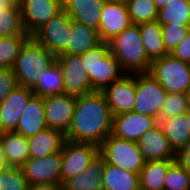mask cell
Masks as SVG:
<instances>
[{
  "mask_svg": "<svg viewBox=\"0 0 190 190\" xmlns=\"http://www.w3.org/2000/svg\"><path fill=\"white\" fill-rule=\"evenodd\" d=\"M107 43L110 53L119 62L125 74L149 71L152 61L145 52L138 25L130 24L122 33Z\"/></svg>",
  "mask_w": 190,
  "mask_h": 190,
  "instance_id": "cell-2",
  "label": "cell"
},
{
  "mask_svg": "<svg viewBox=\"0 0 190 190\" xmlns=\"http://www.w3.org/2000/svg\"><path fill=\"white\" fill-rule=\"evenodd\" d=\"M100 43L101 41L97 30L73 20L66 51L60 55L80 56L95 48Z\"/></svg>",
  "mask_w": 190,
  "mask_h": 190,
  "instance_id": "cell-21",
  "label": "cell"
},
{
  "mask_svg": "<svg viewBox=\"0 0 190 190\" xmlns=\"http://www.w3.org/2000/svg\"><path fill=\"white\" fill-rule=\"evenodd\" d=\"M65 140L62 132L47 127L28 138L29 158H42L61 151Z\"/></svg>",
  "mask_w": 190,
  "mask_h": 190,
  "instance_id": "cell-24",
  "label": "cell"
},
{
  "mask_svg": "<svg viewBox=\"0 0 190 190\" xmlns=\"http://www.w3.org/2000/svg\"><path fill=\"white\" fill-rule=\"evenodd\" d=\"M34 96L31 88L16 86L0 104V133L15 131L20 116Z\"/></svg>",
  "mask_w": 190,
  "mask_h": 190,
  "instance_id": "cell-16",
  "label": "cell"
},
{
  "mask_svg": "<svg viewBox=\"0 0 190 190\" xmlns=\"http://www.w3.org/2000/svg\"><path fill=\"white\" fill-rule=\"evenodd\" d=\"M135 104L133 112L158 118L167 92L148 72L135 74Z\"/></svg>",
  "mask_w": 190,
  "mask_h": 190,
  "instance_id": "cell-8",
  "label": "cell"
},
{
  "mask_svg": "<svg viewBox=\"0 0 190 190\" xmlns=\"http://www.w3.org/2000/svg\"><path fill=\"white\" fill-rule=\"evenodd\" d=\"M7 166L5 158H4V151L2 148V144L0 142V172L3 171Z\"/></svg>",
  "mask_w": 190,
  "mask_h": 190,
  "instance_id": "cell-43",
  "label": "cell"
},
{
  "mask_svg": "<svg viewBox=\"0 0 190 190\" xmlns=\"http://www.w3.org/2000/svg\"><path fill=\"white\" fill-rule=\"evenodd\" d=\"M102 183L103 190H140L139 174L106 163Z\"/></svg>",
  "mask_w": 190,
  "mask_h": 190,
  "instance_id": "cell-26",
  "label": "cell"
},
{
  "mask_svg": "<svg viewBox=\"0 0 190 190\" xmlns=\"http://www.w3.org/2000/svg\"><path fill=\"white\" fill-rule=\"evenodd\" d=\"M157 20L162 26H190V0H169Z\"/></svg>",
  "mask_w": 190,
  "mask_h": 190,
  "instance_id": "cell-29",
  "label": "cell"
},
{
  "mask_svg": "<svg viewBox=\"0 0 190 190\" xmlns=\"http://www.w3.org/2000/svg\"><path fill=\"white\" fill-rule=\"evenodd\" d=\"M28 183L21 168L6 167L0 172V190H27Z\"/></svg>",
  "mask_w": 190,
  "mask_h": 190,
  "instance_id": "cell-36",
  "label": "cell"
},
{
  "mask_svg": "<svg viewBox=\"0 0 190 190\" xmlns=\"http://www.w3.org/2000/svg\"><path fill=\"white\" fill-rule=\"evenodd\" d=\"M170 54L182 62L190 64V32L181 40Z\"/></svg>",
  "mask_w": 190,
  "mask_h": 190,
  "instance_id": "cell-39",
  "label": "cell"
},
{
  "mask_svg": "<svg viewBox=\"0 0 190 190\" xmlns=\"http://www.w3.org/2000/svg\"><path fill=\"white\" fill-rule=\"evenodd\" d=\"M189 110L188 94L167 93L165 101L158 114L157 121L167 119L179 114H185Z\"/></svg>",
  "mask_w": 190,
  "mask_h": 190,
  "instance_id": "cell-34",
  "label": "cell"
},
{
  "mask_svg": "<svg viewBox=\"0 0 190 190\" xmlns=\"http://www.w3.org/2000/svg\"><path fill=\"white\" fill-rule=\"evenodd\" d=\"M113 114L101 91L77 96L66 140L100 146L112 133Z\"/></svg>",
  "mask_w": 190,
  "mask_h": 190,
  "instance_id": "cell-1",
  "label": "cell"
},
{
  "mask_svg": "<svg viewBox=\"0 0 190 190\" xmlns=\"http://www.w3.org/2000/svg\"><path fill=\"white\" fill-rule=\"evenodd\" d=\"M158 124L157 118L133 111L113 116L112 134L122 139L137 142L149 129Z\"/></svg>",
  "mask_w": 190,
  "mask_h": 190,
  "instance_id": "cell-17",
  "label": "cell"
},
{
  "mask_svg": "<svg viewBox=\"0 0 190 190\" xmlns=\"http://www.w3.org/2000/svg\"><path fill=\"white\" fill-rule=\"evenodd\" d=\"M0 142L8 167L21 168L29 159L28 138L16 131L0 133Z\"/></svg>",
  "mask_w": 190,
  "mask_h": 190,
  "instance_id": "cell-22",
  "label": "cell"
},
{
  "mask_svg": "<svg viewBox=\"0 0 190 190\" xmlns=\"http://www.w3.org/2000/svg\"><path fill=\"white\" fill-rule=\"evenodd\" d=\"M148 73L167 93L188 94L190 91V64L171 54L153 60Z\"/></svg>",
  "mask_w": 190,
  "mask_h": 190,
  "instance_id": "cell-5",
  "label": "cell"
},
{
  "mask_svg": "<svg viewBox=\"0 0 190 190\" xmlns=\"http://www.w3.org/2000/svg\"><path fill=\"white\" fill-rule=\"evenodd\" d=\"M55 62L56 56L30 36L21 46L12 69L18 85L33 89L41 73Z\"/></svg>",
  "mask_w": 190,
  "mask_h": 190,
  "instance_id": "cell-3",
  "label": "cell"
},
{
  "mask_svg": "<svg viewBox=\"0 0 190 190\" xmlns=\"http://www.w3.org/2000/svg\"><path fill=\"white\" fill-rule=\"evenodd\" d=\"M80 56L90 84L95 91H102L125 74L119 62L110 53L107 42H101Z\"/></svg>",
  "mask_w": 190,
  "mask_h": 190,
  "instance_id": "cell-4",
  "label": "cell"
},
{
  "mask_svg": "<svg viewBox=\"0 0 190 190\" xmlns=\"http://www.w3.org/2000/svg\"><path fill=\"white\" fill-rule=\"evenodd\" d=\"M137 144L146 161L176 159V153L171 148L159 124L143 134Z\"/></svg>",
  "mask_w": 190,
  "mask_h": 190,
  "instance_id": "cell-18",
  "label": "cell"
},
{
  "mask_svg": "<svg viewBox=\"0 0 190 190\" xmlns=\"http://www.w3.org/2000/svg\"><path fill=\"white\" fill-rule=\"evenodd\" d=\"M16 3V0H0V11L2 9L12 8Z\"/></svg>",
  "mask_w": 190,
  "mask_h": 190,
  "instance_id": "cell-42",
  "label": "cell"
},
{
  "mask_svg": "<svg viewBox=\"0 0 190 190\" xmlns=\"http://www.w3.org/2000/svg\"><path fill=\"white\" fill-rule=\"evenodd\" d=\"M113 116L133 111L135 104V74H124L102 91Z\"/></svg>",
  "mask_w": 190,
  "mask_h": 190,
  "instance_id": "cell-15",
  "label": "cell"
},
{
  "mask_svg": "<svg viewBox=\"0 0 190 190\" xmlns=\"http://www.w3.org/2000/svg\"><path fill=\"white\" fill-rule=\"evenodd\" d=\"M164 190H190V174L174 162L166 173Z\"/></svg>",
  "mask_w": 190,
  "mask_h": 190,
  "instance_id": "cell-35",
  "label": "cell"
},
{
  "mask_svg": "<svg viewBox=\"0 0 190 190\" xmlns=\"http://www.w3.org/2000/svg\"><path fill=\"white\" fill-rule=\"evenodd\" d=\"M47 128L42 96L34 95L20 116L16 132L30 138Z\"/></svg>",
  "mask_w": 190,
  "mask_h": 190,
  "instance_id": "cell-20",
  "label": "cell"
},
{
  "mask_svg": "<svg viewBox=\"0 0 190 190\" xmlns=\"http://www.w3.org/2000/svg\"><path fill=\"white\" fill-rule=\"evenodd\" d=\"M158 124L167 137L173 151L177 153L183 145L190 139V128L186 122L185 114L161 119Z\"/></svg>",
  "mask_w": 190,
  "mask_h": 190,
  "instance_id": "cell-28",
  "label": "cell"
},
{
  "mask_svg": "<svg viewBox=\"0 0 190 190\" xmlns=\"http://www.w3.org/2000/svg\"><path fill=\"white\" fill-rule=\"evenodd\" d=\"M99 154L106 164L139 174L146 160L135 141L114 136L112 133L99 146Z\"/></svg>",
  "mask_w": 190,
  "mask_h": 190,
  "instance_id": "cell-6",
  "label": "cell"
},
{
  "mask_svg": "<svg viewBox=\"0 0 190 190\" xmlns=\"http://www.w3.org/2000/svg\"><path fill=\"white\" fill-rule=\"evenodd\" d=\"M72 18L62 10L36 30L31 37L55 56L66 51Z\"/></svg>",
  "mask_w": 190,
  "mask_h": 190,
  "instance_id": "cell-9",
  "label": "cell"
},
{
  "mask_svg": "<svg viewBox=\"0 0 190 190\" xmlns=\"http://www.w3.org/2000/svg\"><path fill=\"white\" fill-rule=\"evenodd\" d=\"M186 122L188 123V126L190 128V109L185 113Z\"/></svg>",
  "mask_w": 190,
  "mask_h": 190,
  "instance_id": "cell-45",
  "label": "cell"
},
{
  "mask_svg": "<svg viewBox=\"0 0 190 190\" xmlns=\"http://www.w3.org/2000/svg\"><path fill=\"white\" fill-rule=\"evenodd\" d=\"M106 0H63V10L72 20L98 31Z\"/></svg>",
  "mask_w": 190,
  "mask_h": 190,
  "instance_id": "cell-19",
  "label": "cell"
},
{
  "mask_svg": "<svg viewBox=\"0 0 190 190\" xmlns=\"http://www.w3.org/2000/svg\"><path fill=\"white\" fill-rule=\"evenodd\" d=\"M16 86L18 83L13 69L0 68V104Z\"/></svg>",
  "mask_w": 190,
  "mask_h": 190,
  "instance_id": "cell-38",
  "label": "cell"
},
{
  "mask_svg": "<svg viewBox=\"0 0 190 190\" xmlns=\"http://www.w3.org/2000/svg\"><path fill=\"white\" fill-rule=\"evenodd\" d=\"M131 24H142L158 19V9L153 0H125Z\"/></svg>",
  "mask_w": 190,
  "mask_h": 190,
  "instance_id": "cell-31",
  "label": "cell"
},
{
  "mask_svg": "<svg viewBox=\"0 0 190 190\" xmlns=\"http://www.w3.org/2000/svg\"><path fill=\"white\" fill-rule=\"evenodd\" d=\"M188 101H189V109H190V91L188 92Z\"/></svg>",
  "mask_w": 190,
  "mask_h": 190,
  "instance_id": "cell-46",
  "label": "cell"
},
{
  "mask_svg": "<svg viewBox=\"0 0 190 190\" xmlns=\"http://www.w3.org/2000/svg\"><path fill=\"white\" fill-rule=\"evenodd\" d=\"M153 1L158 11L165 8L166 4L169 2V0H153Z\"/></svg>",
  "mask_w": 190,
  "mask_h": 190,
  "instance_id": "cell-44",
  "label": "cell"
},
{
  "mask_svg": "<svg viewBox=\"0 0 190 190\" xmlns=\"http://www.w3.org/2000/svg\"><path fill=\"white\" fill-rule=\"evenodd\" d=\"M56 61L63 73L64 94L77 97L95 91L90 84L81 56L58 55Z\"/></svg>",
  "mask_w": 190,
  "mask_h": 190,
  "instance_id": "cell-11",
  "label": "cell"
},
{
  "mask_svg": "<svg viewBox=\"0 0 190 190\" xmlns=\"http://www.w3.org/2000/svg\"><path fill=\"white\" fill-rule=\"evenodd\" d=\"M27 190H62V185L56 184H32L28 185Z\"/></svg>",
  "mask_w": 190,
  "mask_h": 190,
  "instance_id": "cell-41",
  "label": "cell"
},
{
  "mask_svg": "<svg viewBox=\"0 0 190 190\" xmlns=\"http://www.w3.org/2000/svg\"><path fill=\"white\" fill-rule=\"evenodd\" d=\"M21 169L28 185H61V151L42 158H29Z\"/></svg>",
  "mask_w": 190,
  "mask_h": 190,
  "instance_id": "cell-12",
  "label": "cell"
},
{
  "mask_svg": "<svg viewBox=\"0 0 190 190\" xmlns=\"http://www.w3.org/2000/svg\"><path fill=\"white\" fill-rule=\"evenodd\" d=\"M18 3L22 26L29 36L63 10V0H19Z\"/></svg>",
  "mask_w": 190,
  "mask_h": 190,
  "instance_id": "cell-10",
  "label": "cell"
},
{
  "mask_svg": "<svg viewBox=\"0 0 190 190\" xmlns=\"http://www.w3.org/2000/svg\"><path fill=\"white\" fill-rule=\"evenodd\" d=\"M175 160H148L139 173L140 190H164L169 167Z\"/></svg>",
  "mask_w": 190,
  "mask_h": 190,
  "instance_id": "cell-27",
  "label": "cell"
},
{
  "mask_svg": "<svg viewBox=\"0 0 190 190\" xmlns=\"http://www.w3.org/2000/svg\"><path fill=\"white\" fill-rule=\"evenodd\" d=\"M29 35L0 37V68H12L19 50Z\"/></svg>",
  "mask_w": 190,
  "mask_h": 190,
  "instance_id": "cell-33",
  "label": "cell"
},
{
  "mask_svg": "<svg viewBox=\"0 0 190 190\" xmlns=\"http://www.w3.org/2000/svg\"><path fill=\"white\" fill-rule=\"evenodd\" d=\"M104 167L105 160L98 154L84 172L66 180L62 184V190H103Z\"/></svg>",
  "mask_w": 190,
  "mask_h": 190,
  "instance_id": "cell-23",
  "label": "cell"
},
{
  "mask_svg": "<svg viewBox=\"0 0 190 190\" xmlns=\"http://www.w3.org/2000/svg\"><path fill=\"white\" fill-rule=\"evenodd\" d=\"M175 162L190 174V139L176 153Z\"/></svg>",
  "mask_w": 190,
  "mask_h": 190,
  "instance_id": "cell-40",
  "label": "cell"
},
{
  "mask_svg": "<svg viewBox=\"0 0 190 190\" xmlns=\"http://www.w3.org/2000/svg\"><path fill=\"white\" fill-rule=\"evenodd\" d=\"M190 32V26H162L163 41L166 51L170 54Z\"/></svg>",
  "mask_w": 190,
  "mask_h": 190,
  "instance_id": "cell-37",
  "label": "cell"
},
{
  "mask_svg": "<svg viewBox=\"0 0 190 190\" xmlns=\"http://www.w3.org/2000/svg\"><path fill=\"white\" fill-rule=\"evenodd\" d=\"M131 24L125 0H106L98 29L101 42H108Z\"/></svg>",
  "mask_w": 190,
  "mask_h": 190,
  "instance_id": "cell-14",
  "label": "cell"
},
{
  "mask_svg": "<svg viewBox=\"0 0 190 190\" xmlns=\"http://www.w3.org/2000/svg\"><path fill=\"white\" fill-rule=\"evenodd\" d=\"M138 26L145 52L151 61L169 54L163 41L162 25L158 20L142 23Z\"/></svg>",
  "mask_w": 190,
  "mask_h": 190,
  "instance_id": "cell-25",
  "label": "cell"
},
{
  "mask_svg": "<svg viewBox=\"0 0 190 190\" xmlns=\"http://www.w3.org/2000/svg\"><path fill=\"white\" fill-rule=\"evenodd\" d=\"M32 91L34 95L42 97L64 93L63 73L57 61L41 73Z\"/></svg>",
  "mask_w": 190,
  "mask_h": 190,
  "instance_id": "cell-30",
  "label": "cell"
},
{
  "mask_svg": "<svg viewBox=\"0 0 190 190\" xmlns=\"http://www.w3.org/2000/svg\"><path fill=\"white\" fill-rule=\"evenodd\" d=\"M98 154L96 144L65 140L61 150V185L84 172Z\"/></svg>",
  "mask_w": 190,
  "mask_h": 190,
  "instance_id": "cell-7",
  "label": "cell"
},
{
  "mask_svg": "<svg viewBox=\"0 0 190 190\" xmlns=\"http://www.w3.org/2000/svg\"><path fill=\"white\" fill-rule=\"evenodd\" d=\"M28 35L21 22L20 5L17 2L12 8L0 11V37Z\"/></svg>",
  "mask_w": 190,
  "mask_h": 190,
  "instance_id": "cell-32",
  "label": "cell"
},
{
  "mask_svg": "<svg viewBox=\"0 0 190 190\" xmlns=\"http://www.w3.org/2000/svg\"><path fill=\"white\" fill-rule=\"evenodd\" d=\"M76 99V96L64 93L43 97L47 127L66 135L74 114Z\"/></svg>",
  "mask_w": 190,
  "mask_h": 190,
  "instance_id": "cell-13",
  "label": "cell"
}]
</instances>
